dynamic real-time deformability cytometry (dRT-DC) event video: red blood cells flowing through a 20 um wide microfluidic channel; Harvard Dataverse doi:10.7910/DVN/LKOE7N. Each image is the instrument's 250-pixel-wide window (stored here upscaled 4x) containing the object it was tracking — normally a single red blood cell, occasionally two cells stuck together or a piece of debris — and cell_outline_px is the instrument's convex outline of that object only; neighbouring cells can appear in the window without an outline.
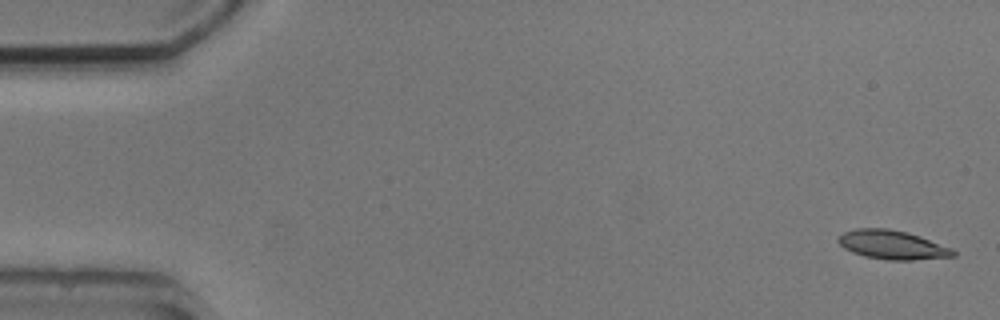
{"species": "common noctule bat (a hibernating species)", "species_latin": "Nyctalus noctula", "temperature_condition": "cold", "stored_images_in_passage": 5, "camera_frame_rate_fps": 3000, "um_per_image_px": 0.085, "animal": {"sex": "male", "body_mass_g": 20.5, "forearm_length_mm": 52.5}, "frame": {"image": 1, "passage_image": 1, "time_ms": 0.0, "image_size_px": [1000, 320], "cell_outline_px": [[956, 256], [912, 260], [888, 260], [864, 256], [852, 252], [844, 248], [836, 240], [844, 232], [856, 228], [888, 228], [908, 232], [920, 236], [952, 248], [956, 252]], "centroid_in_image_um": [75.85, 20.81], "position_along_channel_um": 9.2, "area_um2": 19.42}}